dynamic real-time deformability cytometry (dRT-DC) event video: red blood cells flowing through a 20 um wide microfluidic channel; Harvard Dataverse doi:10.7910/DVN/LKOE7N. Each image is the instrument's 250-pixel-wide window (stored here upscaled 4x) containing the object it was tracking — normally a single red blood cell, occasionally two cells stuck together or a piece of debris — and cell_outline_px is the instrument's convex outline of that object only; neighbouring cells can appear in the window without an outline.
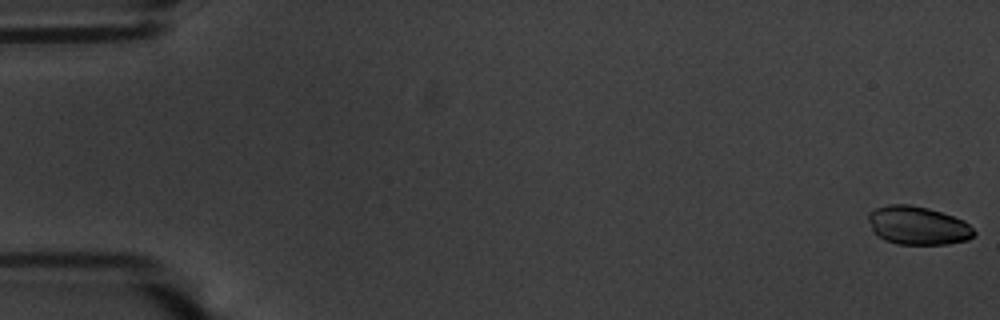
{"species": "common noctule bat (a hibernating species)", "species_latin": "Nyctalus noctula", "temperature_condition": "warm", "stored_images_in_passage": 57, "camera_frame_rate_fps": 3000, "um_per_image_px": 0.085, "animal": {"sex": "male", "body_mass_g": 20.1, "forearm_length_mm": 53.5}, "frame": {"image": 1, "passage_image": 1, "time_ms": 0.0, "image_size_px": [1000, 320], "cell_outline_px": [[976, 232], [968, 240], [948, 244], [900, 244], [884, 240], [872, 232], [868, 220], [868, 212], [876, 208], [888, 204], [908, 204], [928, 208], [964, 220]], "centroid_in_image_um": [77.98, 19.17], "position_along_channel_um": 7.0, "area_um2": 23.7}}
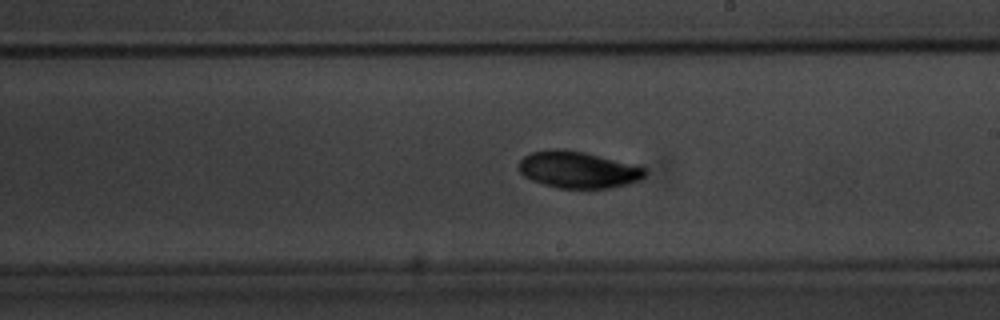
{"frame": {"image": 2, "passage_image": 33, "time_ms": 10.667, "image_size_px": [1000, 320], "cell_outline_px": [[648, 172], [640, 180], [628, 184], [608, 188], [556, 188], [532, 180], [524, 176], [520, 172], [520, 160], [524, 156], [532, 152], [548, 148], [564, 148], [584, 152], [640, 164], [648, 168]], "centroid_in_image_um": [49.21, 14.4], "position_along_channel_um": 239.8, "area_um2": 27.57}}
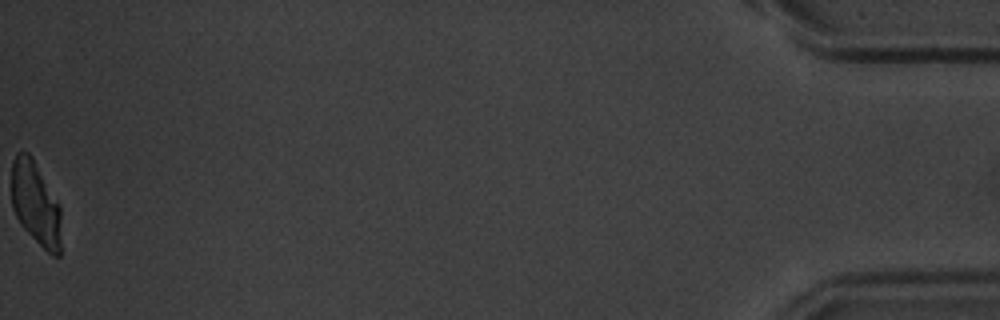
{"frame": {"image": 3, "passage_image": 57, "time_ms": 18.667, "image_size_px": [1000, 320], "cell_outline_px": [[60, 256], [52, 256], [20, 224], [12, 208], [12, 160], [16, 152], [28, 152], [32, 156], [60, 204]], "centroid_in_image_um": [3.03, 17.26], "position_along_channel_um": 432.2, "area_um2": 24.22}, "authors_computed_cell_mechanics": {"area_um2": 25.721, "velocity_mm_per_s": 3.6153, "shape_relaxation_time_tau1_ms": 5.0306, "shape_relaxation_time_tau2_ms": 2.3071, "deformation_change_tau1": 0.1049, "deformation_change_tau2": 0.0429}}